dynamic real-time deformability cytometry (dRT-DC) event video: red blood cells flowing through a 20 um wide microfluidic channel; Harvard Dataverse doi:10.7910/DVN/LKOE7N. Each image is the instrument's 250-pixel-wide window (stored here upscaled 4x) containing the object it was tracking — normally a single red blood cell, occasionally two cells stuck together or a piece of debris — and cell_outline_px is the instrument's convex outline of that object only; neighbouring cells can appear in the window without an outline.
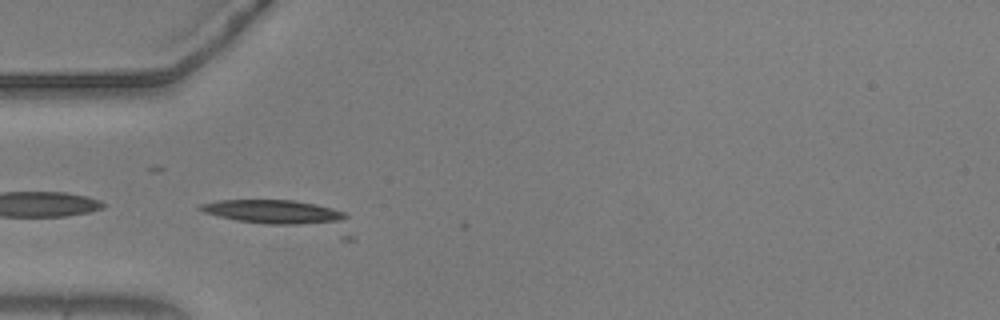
{"species": "common noctule bat (a hibernating species)", "species_latin": "Nyctalus noctula", "temperature_condition": "warm", "stored_images_in_passage": 7, "camera_frame_rate_fps": 3000, "um_per_image_px": 0.085, "animal": {"sex": "male", "body_mass_g": 20.5, "forearm_length_mm": 52.5}, "frame": {"image": 1, "passage_image": 6, "time_ms": 1.667, "image_size_px": [1000, 320], "cell_outline_px": [[356, 236], [352, 240], [340, 240], [236, 220], [204, 212], [196, 208], [200, 204], [220, 200], [292, 200], [316, 204], [332, 208], [344, 212], [348, 216]], "centroid_in_image_um": [24.32, 18.39], "position_along_channel_um": 60.7, "area_um2": 27.11}}